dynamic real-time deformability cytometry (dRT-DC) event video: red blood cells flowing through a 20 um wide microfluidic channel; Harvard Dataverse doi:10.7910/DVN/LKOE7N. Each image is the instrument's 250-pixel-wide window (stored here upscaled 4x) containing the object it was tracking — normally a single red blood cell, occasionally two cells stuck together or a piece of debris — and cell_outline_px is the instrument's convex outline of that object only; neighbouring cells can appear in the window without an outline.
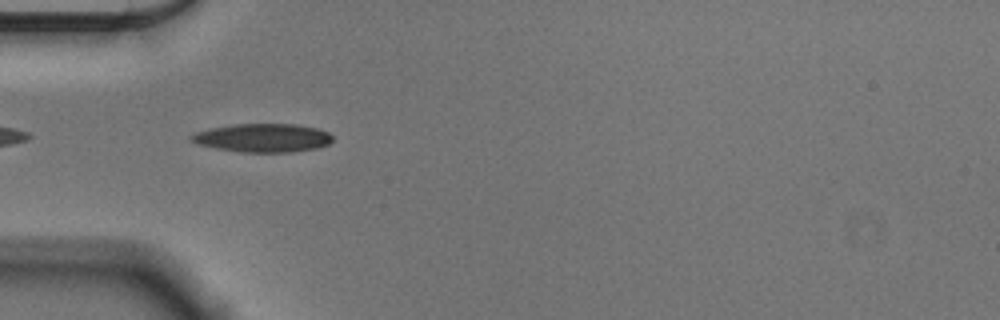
{"species": "Egyptian fruit bat (a non-hibernating species)", "species_latin": "Rousettus aegyptiacus", "temperature_condition": "cold", "stored_images_in_passage": 16, "camera_frame_rate_fps": 3000, "um_per_image_px": 0.085, "animal": {"sex": "male"}, "frame": {"image": 1, "passage_image": 3, "time_ms": 0.667, "image_size_px": [1000, 320], "cell_outline_px": [[332, 140], [328, 144], [316, 148], [292, 152], [244, 152], [216, 148], [196, 144], [188, 136], [196, 132], [212, 128], [232, 124], [296, 124], [316, 128], [328, 132], [332, 136]], "centroid_in_image_um": [22.33, 11.71], "position_along_channel_um": 62.7, "area_um2": 23.35}}
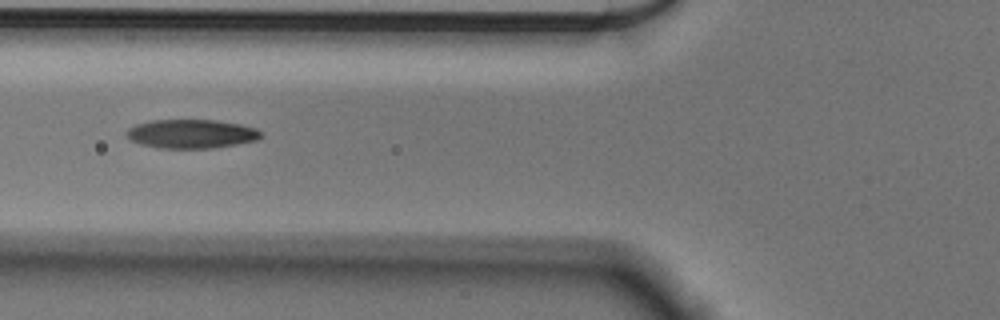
{"frame": {"image": 2, "passage_image": 7, "time_ms": 2.0, "image_size_px": [1000, 320], "cell_outline_px": [[264, 132], [256, 140], [236, 144], [212, 148], [160, 148], [140, 144], [132, 140], [124, 132], [128, 128], [136, 124], [152, 120], [216, 120], [240, 124], [256, 128]], "centroid_in_image_um": [16.26, 11.37], "position_along_channel_um": 109.5, "area_um2": 22.6}}
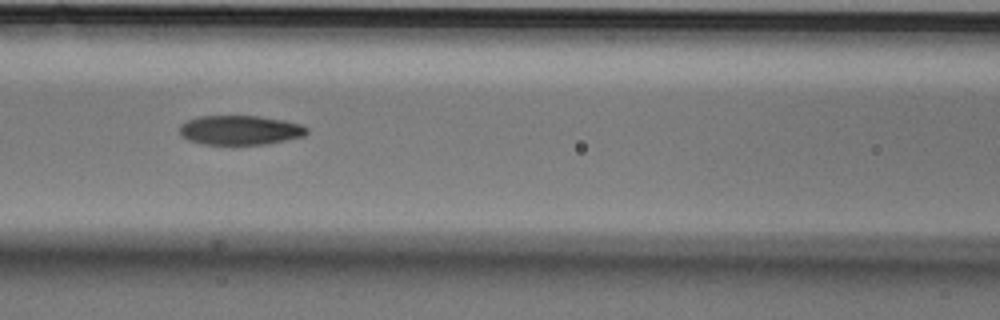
{"frame": {"image": 3, "passage_image": 10, "time_ms": 3.0, "image_size_px": [1000, 320], "cell_outline_px": [[308, 132], [304, 136], [264, 144], [200, 144], [188, 140], [180, 136], [180, 124], [188, 120], [200, 116], [260, 116], [284, 120], [300, 124], [308, 128]], "centroid_in_image_um": [20.38, 11.06], "position_along_channel_um": 146.2, "area_um2": 21.79}}